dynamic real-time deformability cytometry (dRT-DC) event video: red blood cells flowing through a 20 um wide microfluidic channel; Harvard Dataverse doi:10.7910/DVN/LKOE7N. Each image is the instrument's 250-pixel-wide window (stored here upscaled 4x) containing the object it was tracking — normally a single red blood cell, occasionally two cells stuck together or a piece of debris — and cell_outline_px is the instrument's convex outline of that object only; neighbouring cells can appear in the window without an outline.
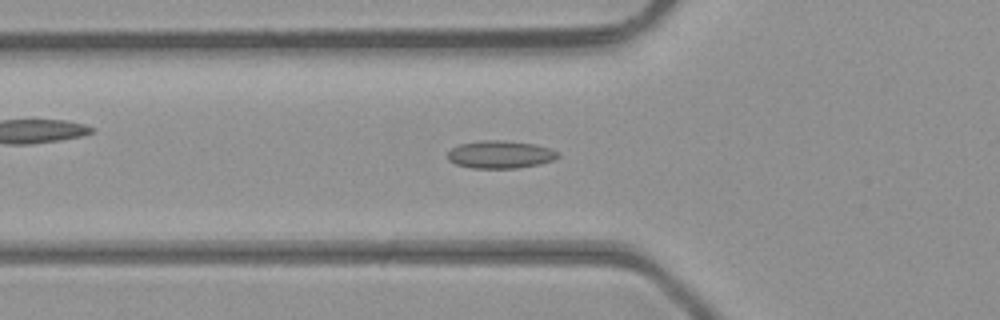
{"species": "common noctule bat (a hibernating species)", "species_latin": "Nyctalus noctula", "temperature_condition": "room temperature", "stored_images_in_passage": 32, "camera_frame_rate_fps": 3000, "um_per_image_px": 0.085, "animal": {"sex": "male", "body_mass_g": 23.1, "forearm_length_mm": 52.7}, "frame": {"image": 1, "passage_image": 2, "time_ms": 0.333, "image_size_px": [1000, 320], "cell_outline_px": [[560, 156], [552, 160], [540, 164], [516, 168], [472, 168], [456, 164], [448, 160], [448, 152], [452, 148], [460, 144], [480, 140], [500, 140], [536, 144], [560, 152]], "centroid_in_image_um": [42.53, 13.13], "position_along_channel_um": 83.3, "area_um2": 17.8}}
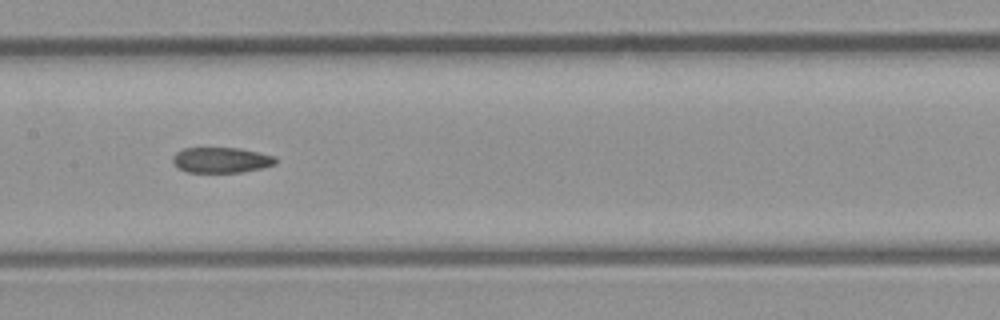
{"frame": {"image": 2, "passage_image": 9, "time_ms": 2.667, "image_size_px": [1000, 320], "cell_outline_px": [[276, 164], [260, 168], [240, 172], [188, 172], [172, 164], [172, 156], [176, 152], [184, 148], [240, 148], [260, 152], [276, 156]], "centroid_in_image_um": [18.8, 13.59], "position_along_channel_um": 188.6, "area_um2": 15.32}}
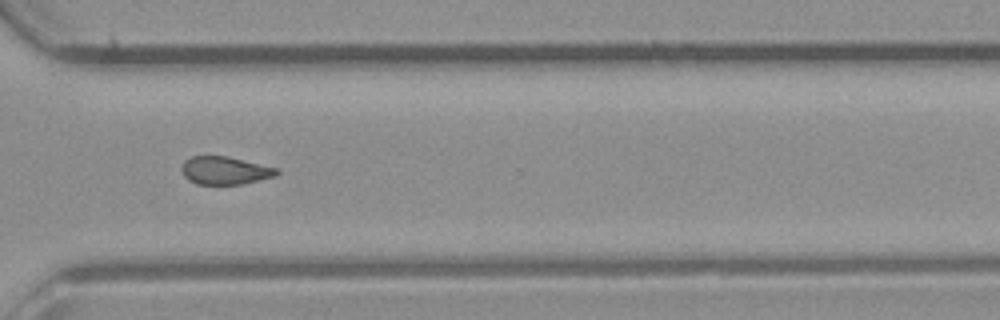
{"frame": {"image": 3, "passage_image": 20, "time_ms": 6.333, "image_size_px": [1000, 320], "cell_outline_px": [[280, 172], [276, 176], [244, 184], [196, 184], [188, 180], [184, 176], [180, 168], [184, 160], [192, 156], [228, 156], [280, 168]], "centroid_in_image_um": [19.15, 14.49], "position_along_channel_um": 351.5, "area_um2": 15.78}, "authors_computed_cell_mechanics": {"area_um2": 16.0395, "velocity_mm_per_s": 4.4534, "shape_relaxation_time_tau1_ms": null, "shape_relaxation_time_tau2_ms": 4.2981, "deformation_change_tau1": null, "deformation_change_tau2": 0.0963}}